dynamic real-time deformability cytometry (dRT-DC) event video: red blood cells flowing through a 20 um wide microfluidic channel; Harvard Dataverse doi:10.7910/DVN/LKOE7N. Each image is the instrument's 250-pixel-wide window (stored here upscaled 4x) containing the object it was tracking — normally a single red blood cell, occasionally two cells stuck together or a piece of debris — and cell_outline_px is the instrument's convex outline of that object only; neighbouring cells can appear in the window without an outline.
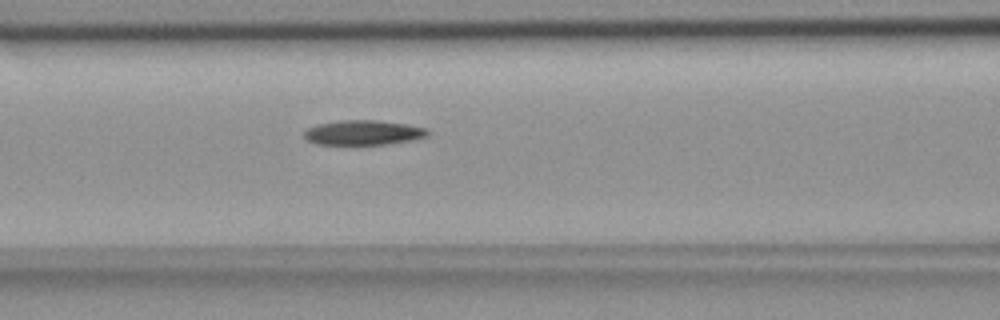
{"species": "common noctule bat (a hibernating species)", "species_latin": "Nyctalus noctula", "temperature_condition": "room temperature", "stored_images_in_passage": 38, "camera_frame_rate_fps": 3000, "um_per_image_px": 0.085, "animal": {"sex": "female", "body_mass_g": 18.4}, "frame": {"image": 1, "passage_image": 6, "time_ms": 1.667, "image_size_px": [1000, 320], "cell_outline_px": [[428, 136], [412, 140], [384, 144], [316, 144], [308, 140], [304, 136], [304, 132], [308, 128], [316, 124], [340, 120], [376, 120], [404, 124], [428, 128]], "centroid_in_image_um": [30.87, 11.26], "position_along_channel_um": 135.7, "area_um2": 17.69}}
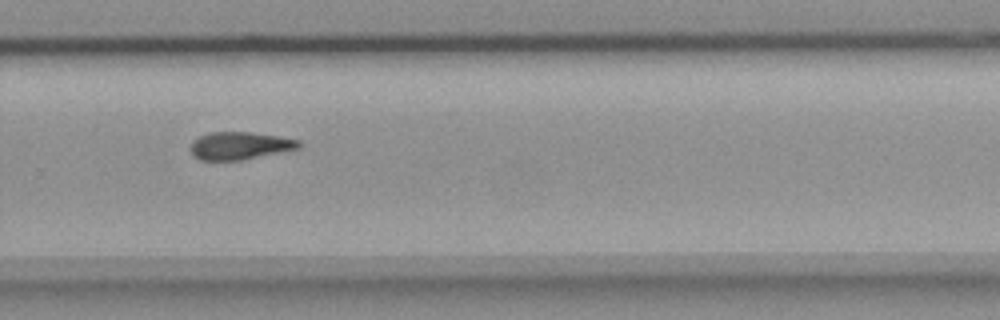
{"frame": {"image": 2, "passage_image": 20, "time_ms": 6.333, "image_size_px": [1000, 320], "cell_outline_px": [[300, 148], [240, 160], [200, 160], [192, 152], [192, 140], [208, 132], [252, 132], [300, 140]], "centroid_in_image_um": [20.38, 12.37], "position_along_channel_um": 309.4, "area_um2": 17.17}}
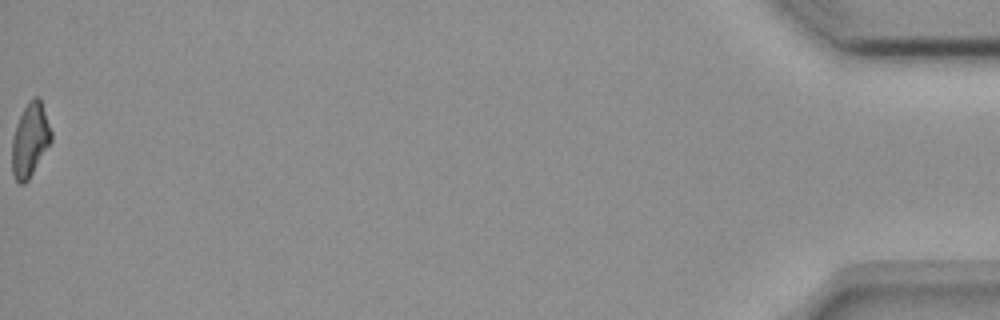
{"frame": {"image": 3, "passage_image": 38, "time_ms": 12.333, "image_size_px": [1000, 320], "cell_outline_px": [[52, 140], [28, 180], [24, 184], [20, 184], [16, 180], [12, 172], [12, 136], [16, 124], [28, 100], [32, 96], [40, 96], [52, 132]], "centroid_in_image_um": [2.56, 11.85], "position_along_channel_um": 432.6, "area_um2": 16.94}}